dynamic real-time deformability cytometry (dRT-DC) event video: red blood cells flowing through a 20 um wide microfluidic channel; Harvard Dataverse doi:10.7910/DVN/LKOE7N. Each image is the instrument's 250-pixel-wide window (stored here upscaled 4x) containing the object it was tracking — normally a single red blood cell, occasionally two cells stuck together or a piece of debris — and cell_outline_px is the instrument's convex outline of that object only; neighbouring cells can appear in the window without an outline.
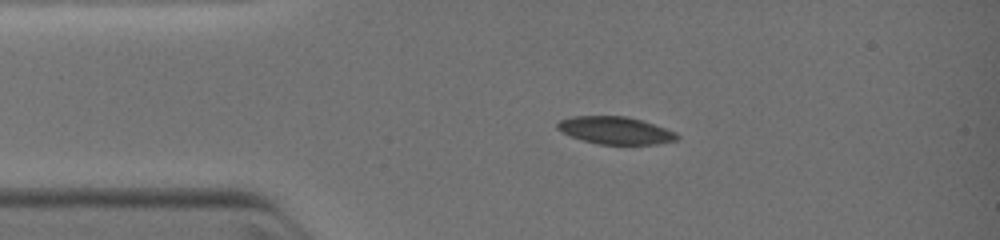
{"species": "common noctule bat (a hibernating species)", "species_latin": "Nyctalus noctula", "temperature_condition": "warm", "stored_images_in_passage": 9, "camera_frame_rate_fps": 3000, "um_per_image_px": 0.085, "animal": {"sex": "female", "body_mass_g": 19.0, "forearm_length_mm": 51.5}, "frame": {"image": 1, "passage_image": 1, "time_ms": 0.0, "image_size_px": [1000, 240], "cell_outline_px": [[680, 136], [676, 140], [656, 144], [600, 144], [584, 140], [560, 132], [556, 128], [556, 124], [560, 120], [572, 116], [628, 116], [676, 132]], "centroid_in_image_um": [52.28, 11.08], "position_along_channel_um": 32.7, "area_um2": 18.96}}
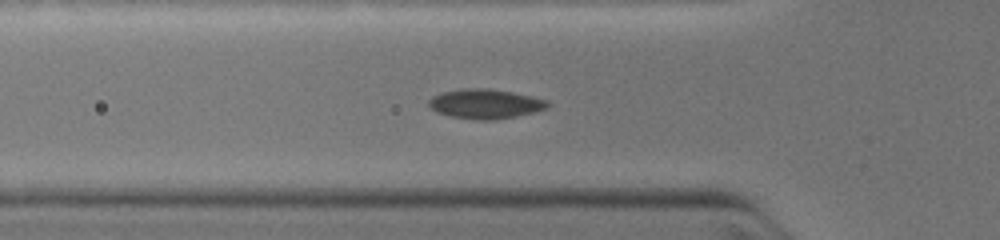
{"frame": {"image": 2, "passage_image": 6, "time_ms": 1.667, "image_size_px": [1000, 240], "cell_outline_px": [[552, 104], [548, 108], [516, 116], [492, 120], [476, 120], [452, 116], [436, 112], [428, 108], [428, 100], [432, 96], [444, 92], [464, 88], [488, 88], [512, 92], [532, 96], [548, 100]], "centroid_in_image_um": [41.25, 8.82], "position_along_channel_um": 84.5, "area_um2": 20.58}}
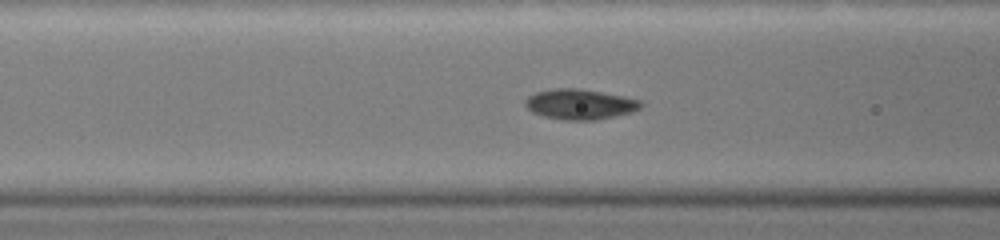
{"frame": {"image": 3, "passage_image": 8, "time_ms": 2.333, "image_size_px": [1000, 240], "cell_outline_px": [[644, 104], [640, 108], [632, 112], [596, 120], [564, 120], [544, 116], [532, 112], [524, 104], [524, 100], [528, 96], [536, 92], [556, 88], [576, 88], [624, 96], [640, 100]], "centroid_in_image_um": [49.29, 8.86], "position_along_channel_um": 117.3, "area_um2": 20.35}}